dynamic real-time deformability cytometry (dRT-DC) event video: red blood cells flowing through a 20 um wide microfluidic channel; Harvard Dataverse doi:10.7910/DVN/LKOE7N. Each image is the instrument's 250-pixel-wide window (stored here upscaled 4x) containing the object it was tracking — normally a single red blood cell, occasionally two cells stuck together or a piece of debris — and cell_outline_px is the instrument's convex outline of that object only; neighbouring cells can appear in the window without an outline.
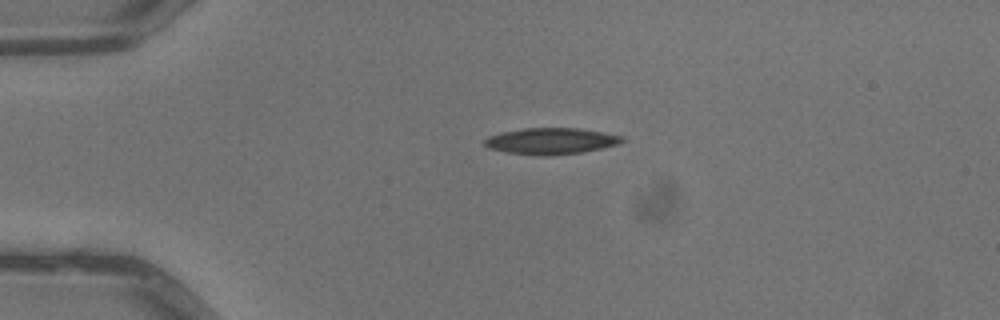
{"species": "common noctule bat (a hibernating species)", "species_latin": "Nyctalus noctula", "temperature_condition": "warm", "stored_images_in_passage": 2, "camera_frame_rate_fps": 3000, "um_per_image_px": 0.085, "animal": {"sex": "male", "body_mass_g": 13.3}, "frame": {"image": 1, "passage_image": 1, "time_ms": 0.0, "image_size_px": [1000, 320], "cell_outline_px": [[624, 140], [616, 144], [600, 148], [580, 152], [548, 156], [544, 156], [508, 152], [488, 148], [484, 144], [484, 140], [488, 136], [504, 132], [524, 128], [576, 128], [624, 136]], "centroid_in_image_um": [46.8, 11.99], "position_along_channel_um": 38.2, "area_um2": 20.69}}